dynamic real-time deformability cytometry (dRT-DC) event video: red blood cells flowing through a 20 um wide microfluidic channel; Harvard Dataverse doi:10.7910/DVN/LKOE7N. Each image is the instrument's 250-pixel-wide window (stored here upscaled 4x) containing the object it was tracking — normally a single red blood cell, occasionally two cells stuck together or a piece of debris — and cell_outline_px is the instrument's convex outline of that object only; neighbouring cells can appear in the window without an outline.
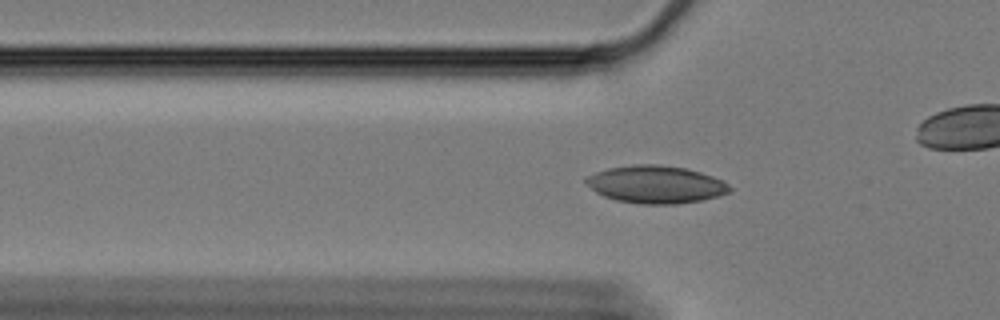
{"species": "Egyptian fruit bat (a non-hibernating species)", "species_latin": "Rousettus aegyptiacus", "temperature_condition": "cold", "stored_images_in_passage": 41, "camera_frame_rate_fps": 3000, "um_per_image_px": 0.085, "animal": {"sex": "female"}, "frame": {"image": 1, "passage_image": 7, "time_ms": 2.0, "image_size_px": [1000, 320], "cell_outline_px": [[732, 192], [700, 200], [676, 204], [640, 204], [616, 200], [604, 196], [596, 192], [584, 180], [588, 176], [596, 172], [608, 168], [632, 164], [656, 164], [684, 168], [700, 172], [724, 180], [732, 188]], "centroid_in_image_um": [55.76, 15.67], "position_along_channel_um": 70.0, "area_um2": 31.39}}
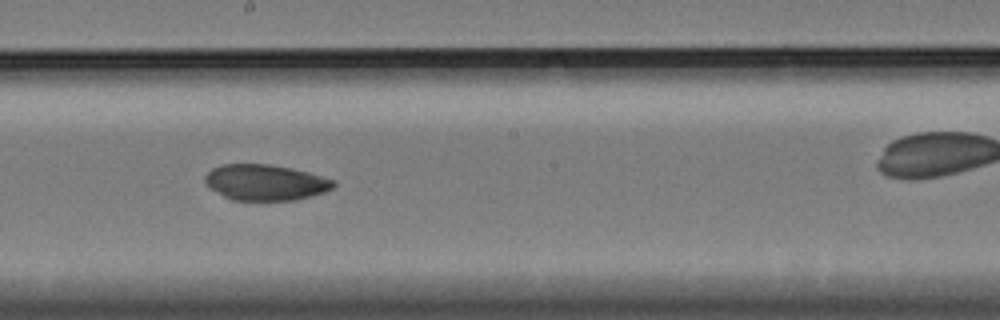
{"frame": {"image": 2, "passage_image": 21, "time_ms": 6.667, "image_size_px": [1000, 320], "cell_outline_px": [[336, 184], [332, 188], [324, 192], [312, 196], [292, 200], [232, 200], [224, 196], [212, 188], [204, 180], [204, 176], [212, 168], [224, 164], [268, 164], [292, 168], [308, 172], [336, 180]], "centroid_in_image_um": [22.59, 15.5], "position_along_channel_um": 225.6, "area_um2": 26.7}}
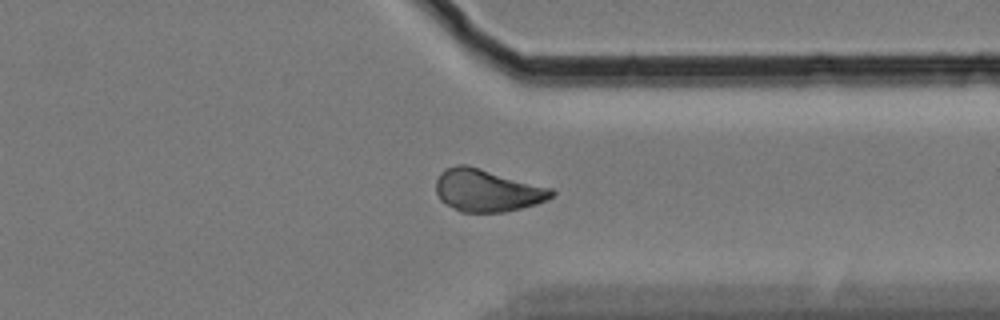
{"frame": {"image": 3, "passage_image": 34, "time_ms": 11.0, "image_size_px": [1000, 320], "cell_outline_px": [[556, 192], [548, 200], [536, 204], [504, 212], [460, 212], [440, 200], [436, 192], [436, 180], [440, 172], [444, 168], [456, 164], [468, 164], [552, 188]], "centroid_in_image_um": [41.4, 16.17], "position_along_channel_um": 370.0, "area_um2": 28.84}}